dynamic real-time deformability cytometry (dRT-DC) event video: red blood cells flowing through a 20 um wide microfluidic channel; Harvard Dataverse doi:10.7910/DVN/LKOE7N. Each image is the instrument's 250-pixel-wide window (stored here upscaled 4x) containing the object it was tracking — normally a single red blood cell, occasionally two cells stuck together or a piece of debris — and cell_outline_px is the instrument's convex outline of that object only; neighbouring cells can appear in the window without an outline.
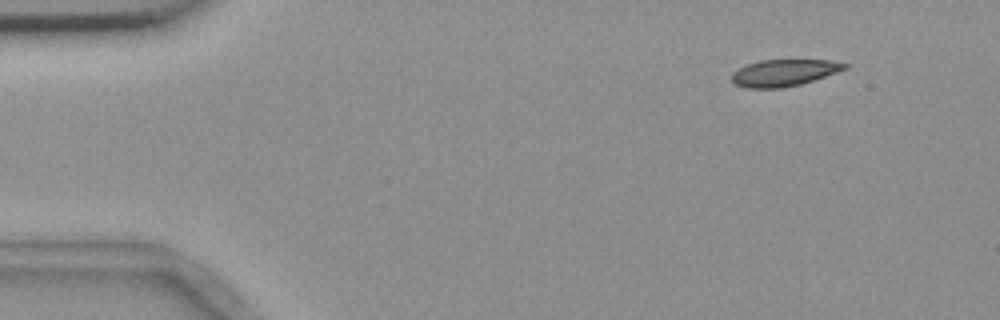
{"species": "common noctule bat (a hibernating species)", "species_latin": "Nyctalus noctula", "temperature_condition": "room temperature", "stored_images_in_passage": 4, "camera_frame_rate_fps": 3000, "um_per_image_px": 0.085, "animal": {"sex": "female", "body_mass_g": 18.4}, "frame": {"image": 1, "passage_image": 4, "time_ms": 4.333, "image_size_px": [1000, 320], "cell_outline_px": [[848, 68], [800, 84], [784, 88], [748, 88], [736, 84], [732, 80], [732, 72], [744, 64], [760, 60], [828, 60], [848, 64]], "centroid_in_image_um": [66.59, 6.18], "position_along_channel_um": 18.4, "area_um2": 17.51}}